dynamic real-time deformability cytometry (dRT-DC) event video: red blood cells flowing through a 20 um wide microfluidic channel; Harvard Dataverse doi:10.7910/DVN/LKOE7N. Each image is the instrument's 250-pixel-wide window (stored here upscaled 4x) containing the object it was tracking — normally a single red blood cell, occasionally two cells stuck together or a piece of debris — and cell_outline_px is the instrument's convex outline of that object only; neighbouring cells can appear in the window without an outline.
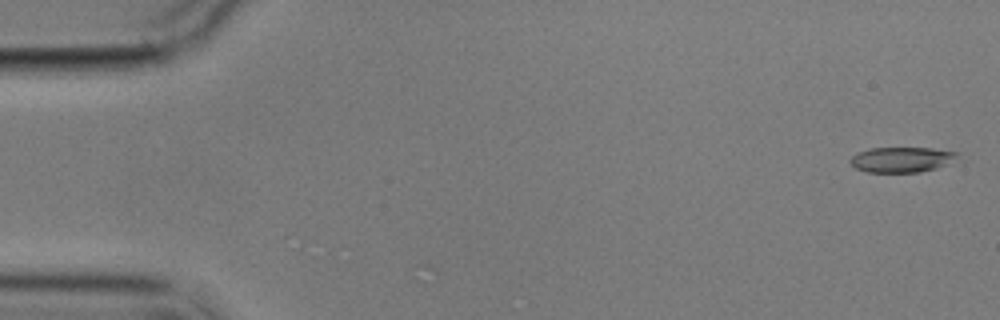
{"species": "common noctule bat (a hibernating species)", "species_latin": "Nyctalus noctula", "temperature_condition": "cold", "stored_images_in_passage": 4, "camera_frame_rate_fps": 3000, "um_per_image_px": 0.085, "animal": {"sex": "male", "body_mass_g": 17.9}, "frame": {"image": 1, "passage_image": 1, "time_ms": 0.0, "image_size_px": [1000, 320], "cell_outline_px": [[960, 152], [956, 156], [944, 164], [936, 168], [920, 172], [868, 172], [856, 168], [848, 160], [856, 152], [872, 148], [932, 148]], "centroid_in_image_um": [76.58, 13.56], "position_along_channel_um": 8.4, "area_um2": 15.55}}